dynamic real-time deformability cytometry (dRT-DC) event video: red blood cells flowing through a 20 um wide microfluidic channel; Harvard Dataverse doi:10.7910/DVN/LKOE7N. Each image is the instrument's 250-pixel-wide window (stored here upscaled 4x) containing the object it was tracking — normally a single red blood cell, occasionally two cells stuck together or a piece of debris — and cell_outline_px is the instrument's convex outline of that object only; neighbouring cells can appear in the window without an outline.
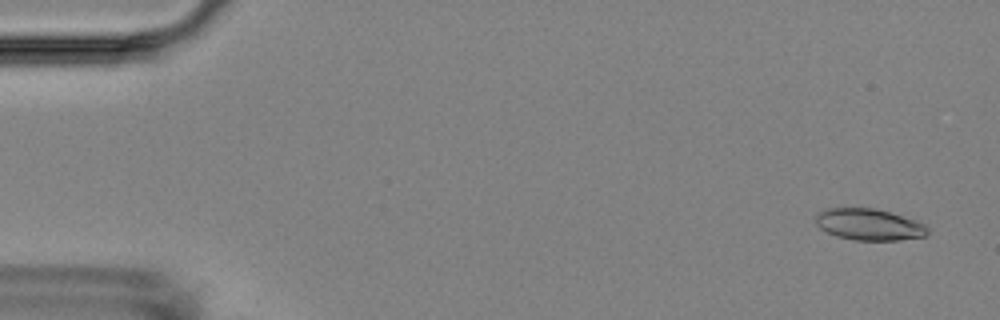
{"species": "Egyptian fruit bat (a non-hibernating species)", "species_latin": "Rousettus aegyptiacus", "temperature_condition": "room temperature", "stored_images_in_passage": 4, "camera_frame_rate_fps": 3000, "um_per_image_px": 0.085, "animal": {"sex": "female"}, "frame": {"image": 1, "passage_image": 1, "time_ms": 0.0, "image_size_px": [1000, 320], "cell_outline_px": [[928, 236], [900, 240], [856, 240], [836, 236], [820, 228], [816, 224], [816, 216], [820, 212], [828, 208], [876, 208], [924, 224], [928, 228]], "centroid_in_image_um": [73.87, 19.09], "position_along_channel_um": 11.1, "area_um2": 20.29}}
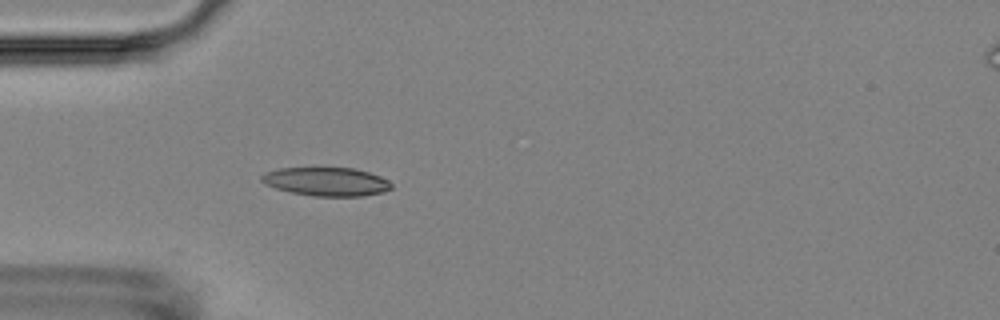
{"frame": {"image": 2, "passage_image": 4, "time_ms": 4.667, "image_size_px": [1000, 320], "cell_outline_px": [[392, 188], [384, 192], [360, 196], [312, 196], [292, 192], [276, 188], [264, 184], [260, 180], [260, 176], [264, 172], [276, 168], [352, 168], [368, 172], [380, 176], [388, 180], [392, 184]], "centroid_in_image_um": [27.71, 15.43], "position_along_channel_um": 57.3, "area_um2": 21.68}}